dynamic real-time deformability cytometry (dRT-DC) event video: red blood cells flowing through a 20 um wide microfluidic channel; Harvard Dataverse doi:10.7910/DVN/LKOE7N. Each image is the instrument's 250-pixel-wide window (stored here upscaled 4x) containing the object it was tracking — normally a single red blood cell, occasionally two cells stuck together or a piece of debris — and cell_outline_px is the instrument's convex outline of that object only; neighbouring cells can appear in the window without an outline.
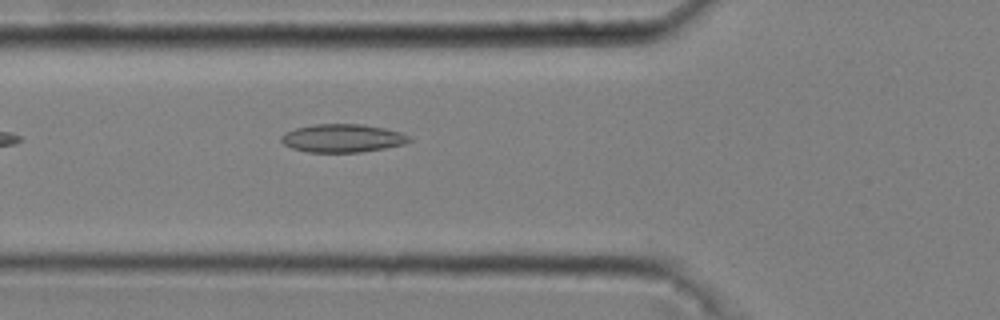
{"species": "common noctule bat (a hibernating species)", "species_latin": "Nyctalus noctula", "temperature_condition": "cold", "stored_images_in_passage": 37, "camera_frame_rate_fps": 3000, "um_per_image_px": 0.085, "animal": {"sex": "male", "body_mass_g": 20.4}, "frame": {"image": 1, "passage_image": 8, "time_ms": 2.333, "image_size_px": [1000, 320], "cell_outline_px": [[412, 140], [404, 144], [384, 148], [360, 152], [308, 152], [292, 148], [284, 144], [280, 140], [280, 136], [284, 132], [296, 128], [316, 124], [360, 124], [384, 128], [400, 132], [408, 136]], "centroid_in_image_um": [29.08, 11.74], "position_along_channel_um": 96.7, "area_um2": 20.92}}
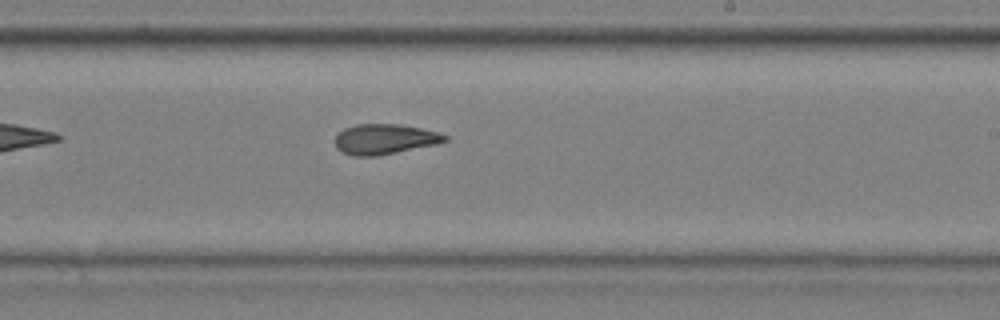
{"frame": {"image": 2, "passage_image": 21, "time_ms": 6.667, "image_size_px": [1000, 320], "cell_outline_px": [[448, 140], [436, 144], [376, 156], [352, 156], [340, 152], [336, 148], [336, 136], [344, 128], [356, 124], [400, 124], [440, 132], [448, 136]], "centroid_in_image_um": [32.69, 11.82], "position_along_channel_um": 256.3, "area_um2": 19.36}}
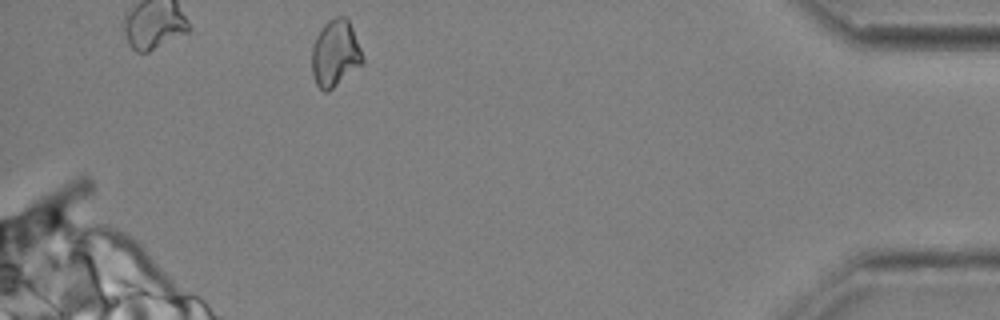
{"frame": {"image": 3, "passage_image": 37, "time_ms": 12.0, "image_size_px": [1000, 320], "cell_outline_px": [[364, 60], [360, 64], [328, 92], [324, 92], [316, 84], [312, 72], [312, 44], [316, 36], [324, 24], [328, 20], [336, 16], [348, 16], [364, 56]], "centroid_in_image_um": [28.49, 4.49], "position_along_channel_um": 406.7, "area_um2": 19.71}, "authors_computed_cell_mechanics": {"area_um2": 19.4208, "velocity_mm_per_s": 3.6897, "shape_relaxation_time_tau1_ms": null, "shape_relaxation_time_tau2_ms": 5.9527, "deformation_change_tau1": null, "deformation_change_tau2": 0.1344}}